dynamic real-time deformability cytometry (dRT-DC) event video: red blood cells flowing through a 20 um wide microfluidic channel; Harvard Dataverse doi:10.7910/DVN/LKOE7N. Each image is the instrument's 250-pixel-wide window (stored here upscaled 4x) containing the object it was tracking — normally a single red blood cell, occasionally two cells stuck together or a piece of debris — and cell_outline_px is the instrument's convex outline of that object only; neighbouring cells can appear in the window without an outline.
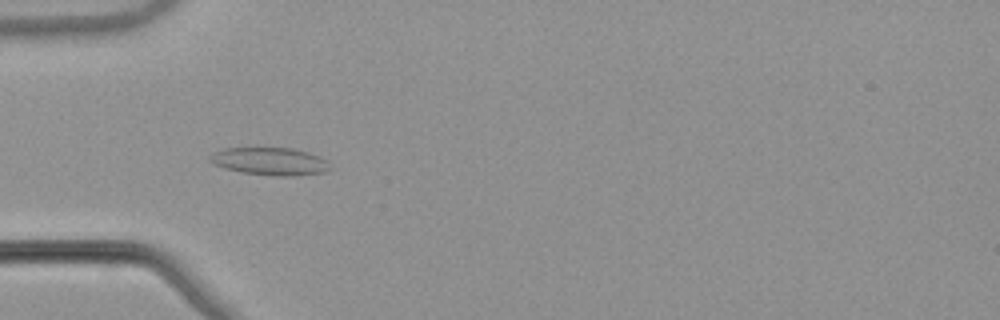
{"species": "common noctule bat (a hibernating species)", "species_latin": "Nyctalus noctula", "temperature_condition": "warm", "stored_images_in_passage": 54, "camera_frame_rate_fps": 3000, "um_per_image_px": 0.085, "animal": {"sex": "male", "body_mass_g": 21.5, "forearm_length_mm": 52.0}, "frame": {"image": 1, "passage_image": 18, "time_ms": 5.667, "image_size_px": [1000, 320], "cell_outline_px": [[332, 168], [324, 172], [296, 176], [280, 176], [244, 172], [224, 168], [208, 160], [208, 156], [212, 152], [224, 148], [292, 148], [308, 152], [320, 156]], "centroid_in_image_um": [22.94, 13.7], "position_along_channel_um": 62.1, "area_um2": 19.25}}
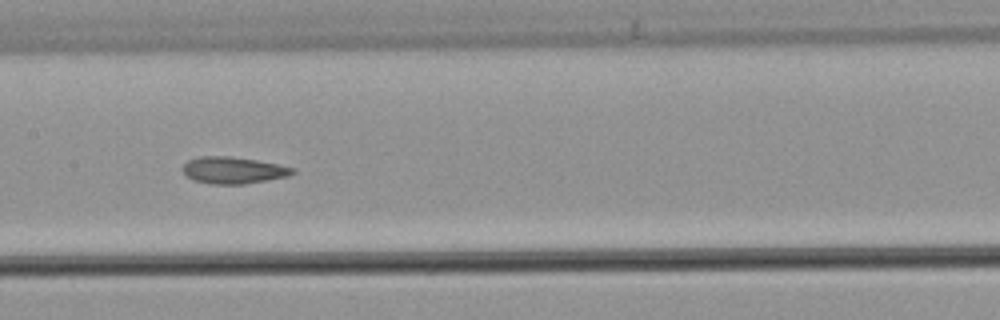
{"frame": {"image": 2, "passage_image": 28, "time_ms": 9.0, "image_size_px": [1000, 320], "cell_outline_px": [[296, 172], [288, 176], [244, 184], [212, 184], [192, 180], [184, 176], [184, 164], [188, 160], [200, 156], [228, 156], [256, 160], [276, 164], [292, 168]], "centroid_in_image_um": [19.78, 14.47], "position_along_channel_um": 187.6, "area_um2": 16.99}}
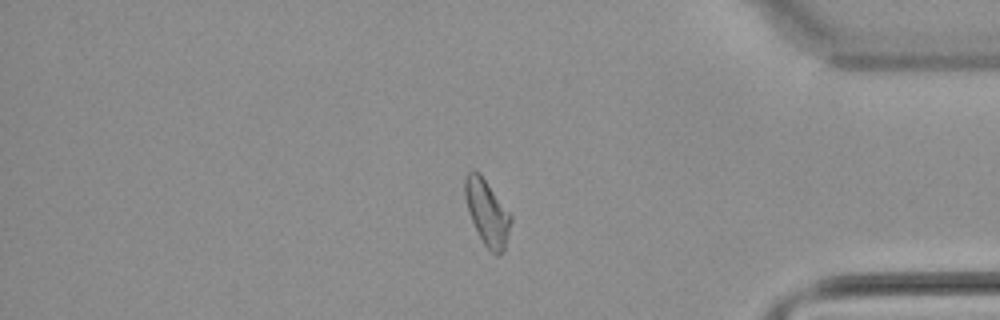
{"frame": {"image": 3, "passage_image": 46, "time_ms": 15.0, "image_size_px": [1000, 320], "cell_outline_px": [[512, 220], [504, 248], [496, 256], [484, 244], [468, 212], [464, 196], [464, 176], [472, 168], [480, 172], [512, 216]], "centroid_in_image_um": [41.37, 17.98], "position_along_channel_um": 393.8, "area_um2": 17.4}, "authors_computed_cell_mechanics": {"area_um2": 17.8891, "velocity_mm_per_s": 3.8577, "shape_relaxation_time_tau1_ms": null, "shape_relaxation_time_tau2_ms": 2.7909, "deformation_change_tau1": null, "deformation_change_tau2": 0.0859}}